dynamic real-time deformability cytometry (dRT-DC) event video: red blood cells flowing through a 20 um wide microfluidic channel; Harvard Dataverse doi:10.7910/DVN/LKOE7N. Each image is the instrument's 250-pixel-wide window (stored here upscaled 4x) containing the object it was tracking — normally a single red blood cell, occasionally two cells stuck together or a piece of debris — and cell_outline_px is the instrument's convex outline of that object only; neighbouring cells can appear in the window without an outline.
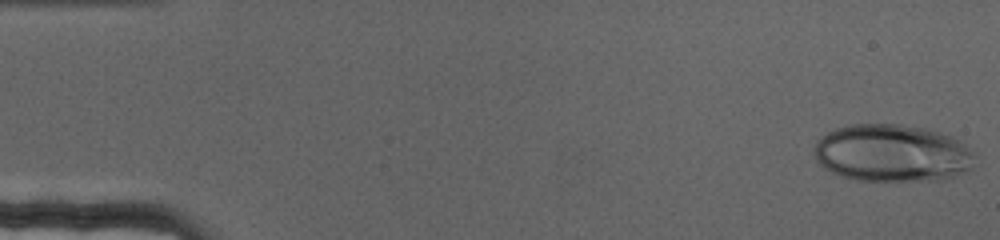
{"species": "human", "species_latin": "Homo sapiens", "temperature_condition": "cold", "stored_images_in_passage": 69, "camera_frame_rate_fps": 3000, "um_per_image_px": 0.085, "donor": {"sex": "female"}, "frame": {"image": 1, "passage_image": 1, "time_ms": 0.0, "image_size_px": [1000, 240], "cell_outline_px": [[976, 156], [972, 168], [964, 172], [940, 180], [856, 180], [832, 172], [824, 168], [816, 160], [812, 152], [812, 148], [816, 140], [820, 136], [836, 128], [848, 124], [900, 124], [924, 128], [952, 136], [960, 140], [976, 152]], "centroid_in_image_um": [75.83, 13.0], "position_along_channel_um": 9.2, "area_um2": 54.27}}
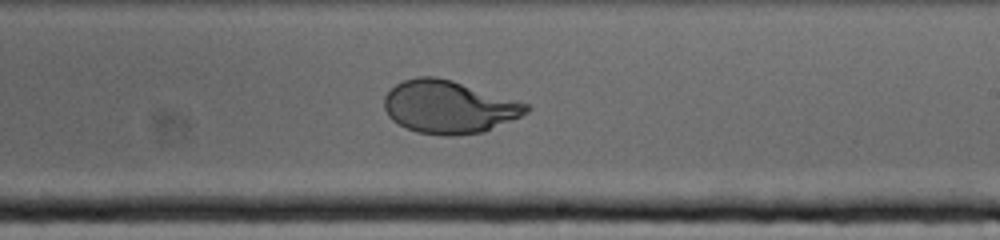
{"frame": {"image": 2, "passage_image": 41, "time_ms": 13.333, "image_size_px": [1000, 240], "cell_outline_px": [[532, 108], [528, 112], [520, 116], [484, 132], [456, 136], [444, 136], [416, 132], [392, 120], [388, 116], [384, 108], [384, 96], [396, 84], [404, 80], [416, 76], [436, 76], [452, 80], [528, 104]], "centroid_in_image_um": [38.13, 9.09], "position_along_channel_um": 250.9, "area_um2": 43.64}}
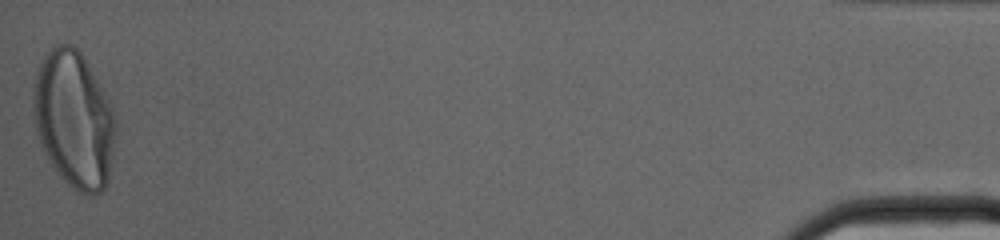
{"frame": {"image": 3, "passage_image": 69, "time_ms": 22.667, "image_size_px": [1000, 240], "cell_outline_px": [[116, 132], [108, 180], [104, 188], [100, 192], [88, 196], [80, 192], [68, 184], [56, 172], [44, 152], [36, 132], [32, 108], [32, 88], [36, 72], [44, 56], [56, 44], [72, 44], [80, 52], [112, 104], [116, 120]], "centroid_in_image_um": [6.27, 10.16], "position_along_channel_um": 428.9, "area_um2": 65.83}}